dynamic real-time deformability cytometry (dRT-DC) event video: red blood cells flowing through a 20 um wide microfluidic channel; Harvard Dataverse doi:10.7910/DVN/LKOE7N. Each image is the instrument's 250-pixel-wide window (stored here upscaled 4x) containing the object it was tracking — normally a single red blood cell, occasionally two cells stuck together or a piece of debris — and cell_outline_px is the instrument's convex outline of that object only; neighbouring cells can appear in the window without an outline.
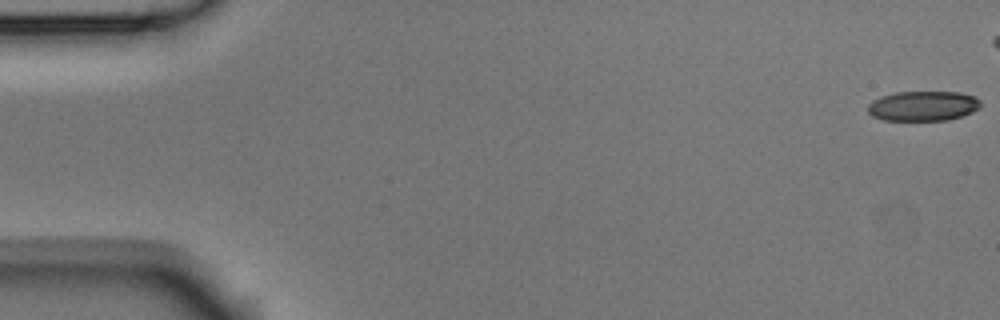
{"species": "Egyptian fruit bat (a non-hibernating species)", "species_latin": "Rousettus aegyptiacus", "temperature_condition": "room temperature", "stored_images_in_passage": 9, "camera_frame_rate_fps": 3000, "um_per_image_px": 0.085, "animal": {"sex": "male"}, "frame": {"image": 1, "passage_image": 1, "time_ms": 0.0, "image_size_px": [1000, 320], "cell_outline_px": [[980, 108], [972, 112], [948, 120], [884, 120], [872, 116], [868, 112], [868, 104], [872, 100], [880, 96], [896, 92], [960, 92], [976, 96], [980, 100]], "centroid_in_image_um": [78.46, 9.0], "position_along_channel_um": 6.5, "area_um2": 19.77}}
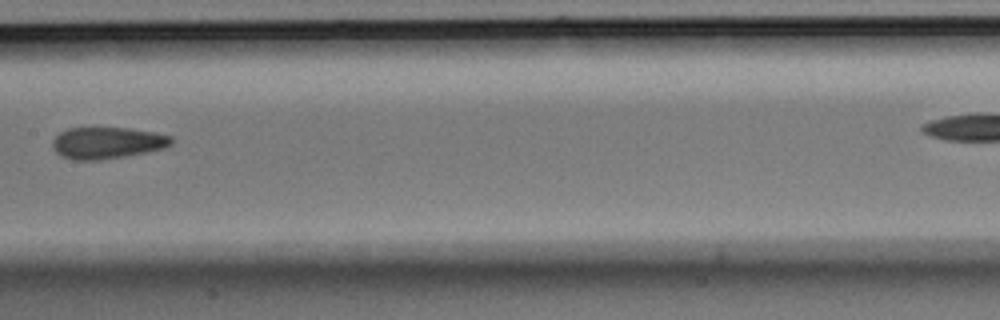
{"frame": {"image": 2, "passage_image": 8, "time_ms": 2.333, "image_size_px": [1000, 320], "cell_outline_px": [[172, 144], [164, 148], [124, 156], [100, 160], [76, 160], [60, 156], [52, 148], [52, 140], [60, 132], [68, 128], [128, 128], [156, 132], [168, 136], [172, 140]], "centroid_in_image_um": [9.06, 12.14], "position_along_channel_um": 198.3, "area_um2": 21.79}}
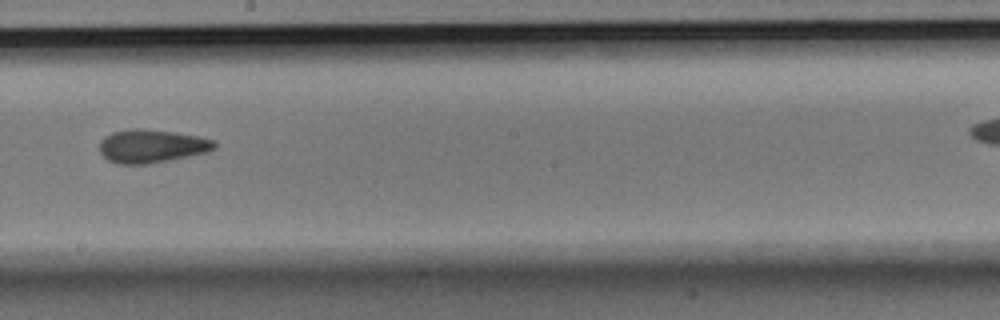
{"frame": {"image": 3, "passage_image": 9, "time_ms": 2.667, "image_size_px": [1000, 320], "cell_outline_px": [[216, 148], [208, 152], [148, 164], [116, 164], [108, 160], [100, 152], [100, 140], [104, 136], [112, 132], [132, 128], [144, 128], [176, 132], [200, 136], [216, 140]], "centroid_in_image_um": [12.9, 12.4], "position_along_channel_um": 235.3, "area_um2": 22.6}}